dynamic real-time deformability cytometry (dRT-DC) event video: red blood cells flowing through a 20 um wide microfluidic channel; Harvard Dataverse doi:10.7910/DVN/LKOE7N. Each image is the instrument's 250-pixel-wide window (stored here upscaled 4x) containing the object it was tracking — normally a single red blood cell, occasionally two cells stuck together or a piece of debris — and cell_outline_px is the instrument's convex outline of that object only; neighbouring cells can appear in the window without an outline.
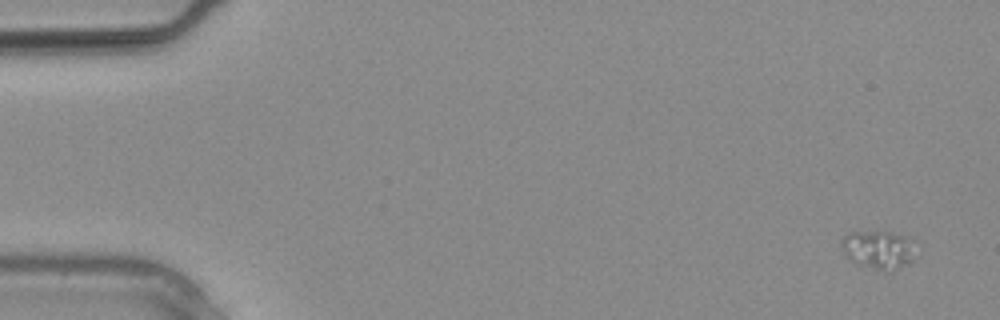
{"species": "common noctule bat (a hibernating species)", "species_latin": "Nyctalus noctula", "temperature_condition": "warm", "stored_images_in_passage": 4, "segment_of_instrument_passage": [1, 2], "camera_frame_rate_fps": 3000, "um_per_image_px": 0.085, "animal": {"sex": "male", "body_mass_g": 20.4}, "frame": {"image": 1, "passage_image": 1, "time_ms": 0.0, "image_size_px": [1000, 320], "cell_outline_px": [[916, 260], [892, 272], [884, 272], [856, 264], [844, 252], [840, 244], [840, 240], [844, 236], [852, 232], [888, 232], [904, 236], [908, 240]], "centroid_in_image_um": [74.65, 21.27], "position_along_channel_um": 10.4, "area_um2": 16.47}}
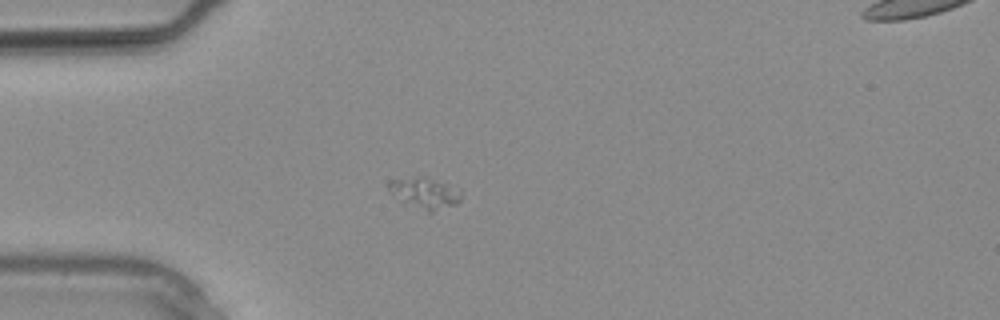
{"frame": {"image": 2, "passage_image": 3, "time_ms": 0.667, "image_size_px": [1000, 320], "cell_outline_px": [[460, 200], [456, 204], [432, 212], [428, 212], [388, 192], [388, 184], [392, 180], [424, 176], [460, 188]], "centroid_in_image_um": [36.16, 16.39], "position_along_channel_um": 48.8, "area_um2": 12.66}}